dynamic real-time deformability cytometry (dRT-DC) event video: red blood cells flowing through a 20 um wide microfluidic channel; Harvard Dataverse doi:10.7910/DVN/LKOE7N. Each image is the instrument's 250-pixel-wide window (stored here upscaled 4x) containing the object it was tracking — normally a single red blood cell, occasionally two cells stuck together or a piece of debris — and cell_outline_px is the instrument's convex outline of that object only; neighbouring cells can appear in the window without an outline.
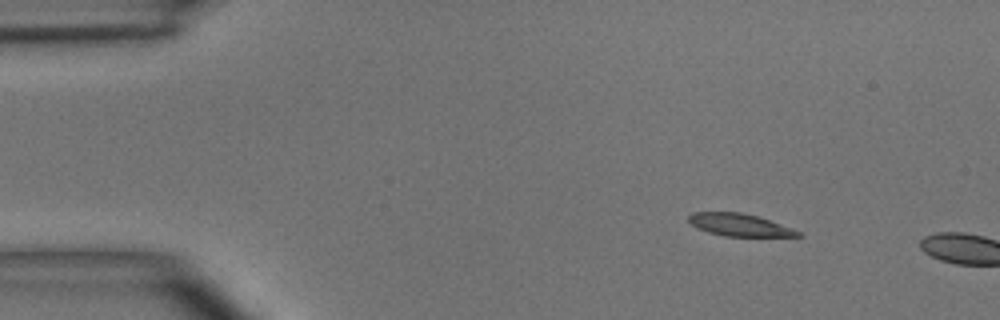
{"species": "common noctule bat (a hibernating species)", "species_latin": "Nyctalus noctula", "temperature_condition": "room temperature", "stored_images_in_passage": 2, "camera_frame_rate_fps": 3000, "um_per_image_px": 0.085, "animal": {"sex": "male", "body_mass_g": 15.6}, "frame": {"image": 1, "passage_image": 1, "time_ms": 0.0, "image_size_px": [1000, 320], "cell_outline_px": [[804, 236], [724, 236], [708, 232], [696, 228], [688, 220], [688, 216], [692, 212], [740, 212], [756, 216], [768, 220], [800, 232]], "centroid_in_image_um": [62.78, 19.11], "position_along_channel_um": 22.2, "area_um2": 13.99}}